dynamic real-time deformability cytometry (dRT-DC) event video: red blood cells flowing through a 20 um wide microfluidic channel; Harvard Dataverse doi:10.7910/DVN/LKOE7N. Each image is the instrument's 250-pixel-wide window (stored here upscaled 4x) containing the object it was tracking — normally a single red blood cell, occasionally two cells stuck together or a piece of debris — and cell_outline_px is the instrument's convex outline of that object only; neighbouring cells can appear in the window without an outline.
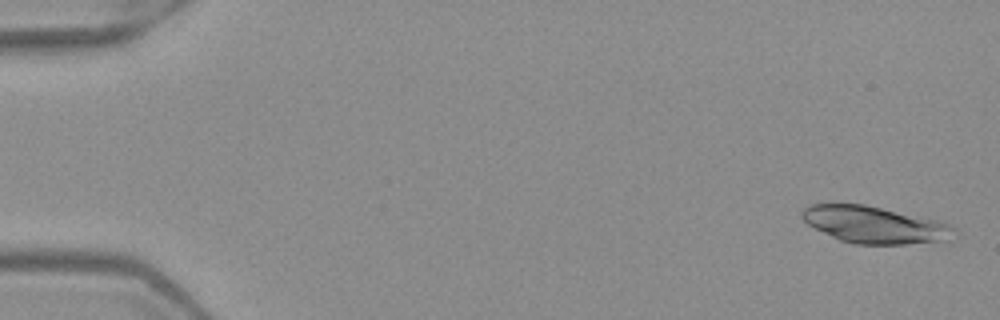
{"species": "Egyptian fruit bat (a non-hibernating species)", "species_latin": "Rousettus aegyptiacus", "temperature_condition": "warm", "stored_images_in_passage": 4, "camera_frame_rate_fps": 3000, "um_per_image_px": 0.085, "frame": {"image": 1, "passage_image": 1, "time_ms": 0.0, "image_size_px": [1000, 320], "cell_outline_px": [[960, 232], [944, 240], [904, 244], [856, 244], [840, 240], [808, 224], [800, 216], [800, 212], [808, 204], [864, 204], [936, 220], [948, 224], [956, 228]], "centroid_in_image_um": [74.33, 19.1], "position_along_channel_um": 10.7, "area_um2": 32.37}}
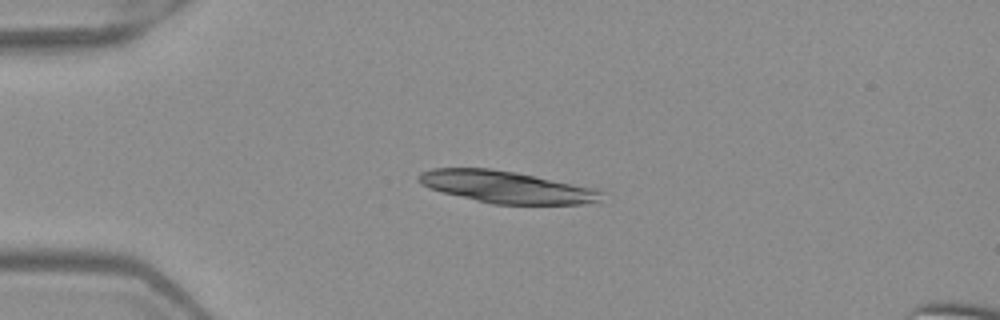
{"frame": {"image": 2, "passage_image": 4, "time_ms": 1.0, "image_size_px": [1000, 320], "cell_outline_px": [[604, 192], [600, 200], [584, 204], [492, 204], [428, 188], [420, 184], [416, 180], [416, 176], [420, 172], [432, 168], [492, 168], [516, 172], [604, 188]], "centroid_in_image_um": [43.12, 15.88], "position_along_channel_um": 41.9, "area_um2": 34.74}}